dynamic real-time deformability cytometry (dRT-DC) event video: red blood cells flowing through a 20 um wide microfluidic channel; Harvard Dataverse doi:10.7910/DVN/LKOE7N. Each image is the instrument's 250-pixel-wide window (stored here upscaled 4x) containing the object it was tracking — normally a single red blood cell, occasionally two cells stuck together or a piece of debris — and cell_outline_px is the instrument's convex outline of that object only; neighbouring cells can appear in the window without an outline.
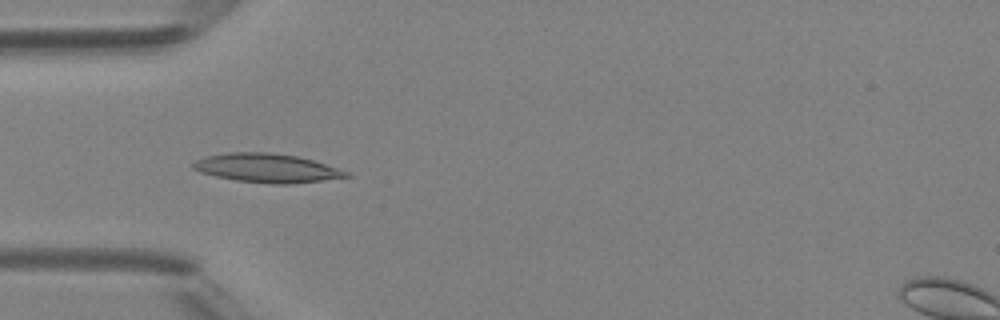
{"species": "Egyptian fruit bat (a non-hibernating species)", "species_latin": "Rousettus aegyptiacus", "temperature_condition": "room temperature", "stored_images_in_passage": 7, "camera_frame_rate_fps": 3000, "um_per_image_px": 0.085, "animal": {"sex": "female"}, "frame": {"image": 1, "passage_image": 5, "time_ms": 4.667, "image_size_px": [1000, 320], "cell_outline_px": [[352, 176], [288, 184], [272, 184], [236, 180], [216, 176], [200, 172], [192, 168], [192, 164], [196, 160], [208, 156], [228, 152], [268, 152], [296, 156], [312, 160], [348, 172]], "centroid_in_image_um": [22.64, 14.28], "position_along_channel_um": 62.4, "area_um2": 25.32}}
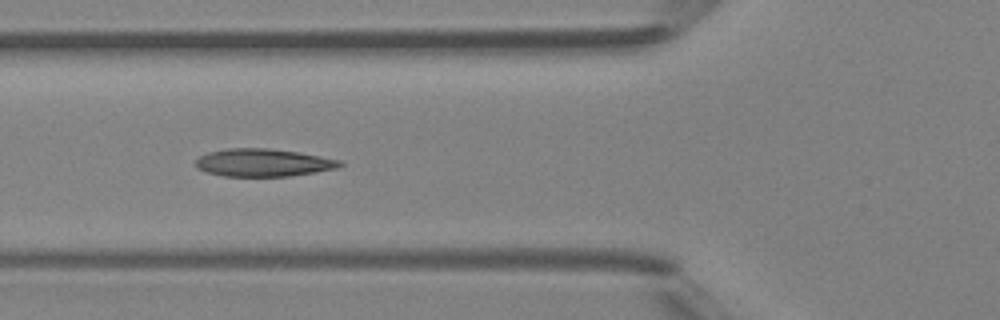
{"frame": {"image": 2, "passage_image": 6, "time_ms": 5.667, "image_size_px": [1000, 320], "cell_outline_px": [[344, 164], [336, 168], [288, 176], [224, 176], [204, 172], [196, 168], [196, 160], [200, 156], [208, 152], [228, 148], [268, 148], [296, 152], [320, 156], [340, 160]], "centroid_in_image_um": [22.31, 13.82], "position_along_channel_um": 103.5, "area_um2": 23.12}}
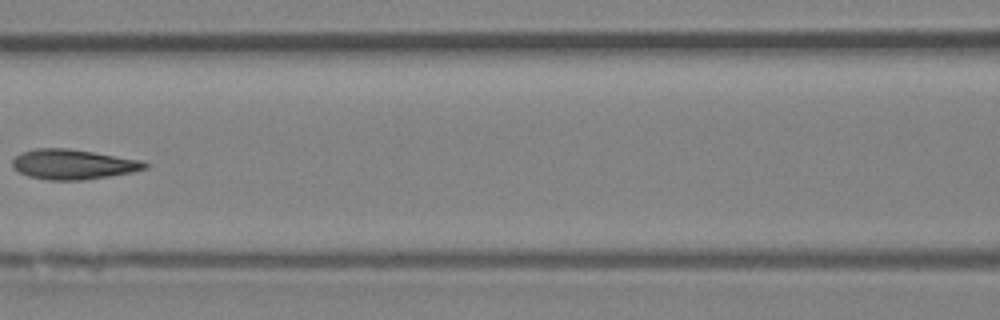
{"frame": {"image": 3, "passage_image": 7, "time_ms": 7.0, "image_size_px": [1000, 320], "cell_outline_px": [[152, 164], [148, 168], [132, 172], [84, 180], [48, 180], [28, 176], [12, 168], [12, 160], [16, 156], [24, 152], [36, 148], [68, 148], [140, 160]], "centroid_in_image_um": [6.22, 13.97], "position_along_channel_um": 160.4, "area_um2": 23.06}}